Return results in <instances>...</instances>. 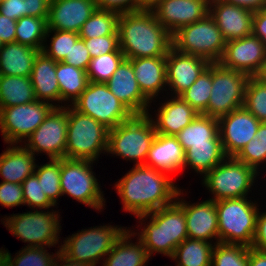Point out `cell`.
<instances>
[{
  "mask_svg": "<svg viewBox=\"0 0 266 266\" xmlns=\"http://www.w3.org/2000/svg\"><path fill=\"white\" fill-rule=\"evenodd\" d=\"M210 0H160L152 7L157 20L173 35L209 14Z\"/></svg>",
  "mask_w": 266,
  "mask_h": 266,
  "instance_id": "20",
  "label": "cell"
},
{
  "mask_svg": "<svg viewBox=\"0 0 266 266\" xmlns=\"http://www.w3.org/2000/svg\"><path fill=\"white\" fill-rule=\"evenodd\" d=\"M209 15L214 19L226 41L252 34L254 11L224 2L209 1Z\"/></svg>",
  "mask_w": 266,
  "mask_h": 266,
  "instance_id": "23",
  "label": "cell"
},
{
  "mask_svg": "<svg viewBox=\"0 0 266 266\" xmlns=\"http://www.w3.org/2000/svg\"><path fill=\"white\" fill-rule=\"evenodd\" d=\"M166 97L161 102L154 117L150 113L157 134L175 136L183 130L199 114L179 96ZM154 118V119H153Z\"/></svg>",
  "mask_w": 266,
  "mask_h": 266,
  "instance_id": "24",
  "label": "cell"
},
{
  "mask_svg": "<svg viewBox=\"0 0 266 266\" xmlns=\"http://www.w3.org/2000/svg\"><path fill=\"white\" fill-rule=\"evenodd\" d=\"M97 8L96 0H51L47 18L48 30L79 33Z\"/></svg>",
  "mask_w": 266,
  "mask_h": 266,
  "instance_id": "21",
  "label": "cell"
},
{
  "mask_svg": "<svg viewBox=\"0 0 266 266\" xmlns=\"http://www.w3.org/2000/svg\"><path fill=\"white\" fill-rule=\"evenodd\" d=\"M67 142L65 158L99 161L108 149L109 130L94 118L67 106Z\"/></svg>",
  "mask_w": 266,
  "mask_h": 266,
  "instance_id": "4",
  "label": "cell"
},
{
  "mask_svg": "<svg viewBox=\"0 0 266 266\" xmlns=\"http://www.w3.org/2000/svg\"><path fill=\"white\" fill-rule=\"evenodd\" d=\"M51 0H1L0 14L13 20L24 16L48 18Z\"/></svg>",
  "mask_w": 266,
  "mask_h": 266,
  "instance_id": "38",
  "label": "cell"
},
{
  "mask_svg": "<svg viewBox=\"0 0 266 266\" xmlns=\"http://www.w3.org/2000/svg\"><path fill=\"white\" fill-rule=\"evenodd\" d=\"M106 85L134 115L149 113L151 102L139 88L130 59L125 58L120 63Z\"/></svg>",
  "mask_w": 266,
  "mask_h": 266,
  "instance_id": "22",
  "label": "cell"
},
{
  "mask_svg": "<svg viewBox=\"0 0 266 266\" xmlns=\"http://www.w3.org/2000/svg\"><path fill=\"white\" fill-rule=\"evenodd\" d=\"M248 198L215 201L218 217L219 242L251 247L256 230L259 205Z\"/></svg>",
  "mask_w": 266,
  "mask_h": 266,
  "instance_id": "6",
  "label": "cell"
},
{
  "mask_svg": "<svg viewBox=\"0 0 266 266\" xmlns=\"http://www.w3.org/2000/svg\"><path fill=\"white\" fill-rule=\"evenodd\" d=\"M219 135L227 157H236L257 133L260 121L244 106L218 118Z\"/></svg>",
  "mask_w": 266,
  "mask_h": 266,
  "instance_id": "16",
  "label": "cell"
},
{
  "mask_svg": "<svg viewBox=\"0 0 266 266\" xmlns=\"http://www.w3.org/2000/svg\"><path fill=\"white\" fill-rule=\"evenodd\" d=\"M183 191L180 189L176 197V202L184 210L188 238L219 243L218 217L215 201L208 198L205 201L190 204V201H185L183 198ZM213 239L216 241L214 242Z\"/></svg>",
  "mask_w": 266,
  "mask_h": 266,
  "instance_id": "17",
  "label": "cell"
},
{
  "mask_svg": "<svg viewBox=\"0 0 266 266\" xmlns=\"http://www.w3.org/2000/svg\"><path fill=\"white\" fill-rule=\"evenodd\" d=\"M266 58L264 43L253 34L241 39L226 41L219 63L228 69L254 76Z\"/></svg>",
  "mask_w": 266,
  "mask_h": 266,
  "instance_id": "18",
  "label": "cell"
},
{
  "mask_svg": "<svg viewBox=\"0 0 266 266\" xmlns=\"http://www.w3.org/2000/svg\"><path fill=\"white\" fill-rule=\"evenodd\" d=\"M254 77L260 82L266 83V58L261 64L258 72L254 75Z\"/></svg>",
  "mask_w": 266,
  "mask_h": 266,
  "instance_id": "58",
  "label": "cell"
},
{
  "mask_svg": "<svg viewBox=\"0 0 266 266\" xmlns=\"http://www.w3.org/2000/svg\"><path fill=\"white\" fill-rule=\"evenodd\" d=\"M62 61L69 65H73L76 68L87 71L91 56L84 40L79 39L74 45H72L69 55H66Z\"/></svg>",
  "mask_w": 266,
  "mask_h": 266,
  "instance_id": "50",
  "label": "cell"
},
{
  "mask_svg": "<svg viewBox=\"0 0 266 266\" xmlns=\"http://www.w3.org/2000/svg\"><path fill=\"white\" fill-rule=\"evenodd\" d=\"M259 175L235 157H226L203 177L202 184L212 194L210 200L213 201L249 197Z\"/></svg>",
  "mask_w": 266,
  "mask_h": 266,
  "instance_id": "9",
  "label": "cell"
},
{
  "mask_svg": "<svg viewBox=\"0 0 266 266\" xmlns=\"http://www.w3.org/2000/svg\"><path fill=\"white\" fill-rule=\"evenodd\" d=\"M136 80L143 95L152 103L167 92L166 57L130 59ZM155 99V100H154Z\"/></svg>",
  "mask_w": 266,
  "mask_h": 266,
  "instance_id": "25",
  "label": "cell"
},
{
  "mask_svg": "<svg viewBox=\"0 0 266 266\" xmlns=\"http://www.w3.org/2000/svg\"><path fill=\"white\" fill-rule=\"evenodd\" d=\"M50 209H32L24 213L4 216V227L17 239L28 243L26 247H55L60 241V212Z\"/></svg>",
  "mask_w": 266,
  "mask_h": 266,
  "instance_id": "8",
  "label": "cell"
},
{
  "mask_svg": "<svg viewBox=\"0 0 266 266\" xmlns=\"http://www.w3.org/2000/svg\"><path fill=\"white\" fill-rule=\"evenodd\" d=\"M184 162L185 151L176 136L157 134L144 165L173 175L184 169Z\"/></svg>",
  "mask_w": 266,
  "mask_h": 266,
  "instance_id": "26",
  "label": "cell"
},
{
  "mask_svg": "<svg viewBox=\"0 0 266 266\" xmlns=\"http://www.w3.org/2000/svg\"><path fill=\"white\" fill-rule=\"evenodd\" d=\"M204 58L185 54L171 47L166 56L167 96H179L187 90L209 66Z\"/></svg>",
  "mask_w": 266,
  "mask_h": 266,
  "instance_id": "19",
  "label": "cell"
},
{
  "mask_svg": "<svg viewBox=\"0 0 266 266\" xmlns=\"http://www.w3.org/2000/svg\"><path fill=\"white\" fill-rule=\"evenodd\" d=\"M47 30V18L21 17L16 22L15 42L42 51Z\"/></svg>",
  "mask_w": 266,
  "mask_h": 266,
  "instance_id": "36",
  "label": "cell"
},
{
  "mask_svg": "<svg viewBox=\"0 0 266 266\" xmlns=\"http://www.w3.org/2000/svg\"><path fill=\"white\" fill-rule=\"evenodd\" d=\"M36 156L22 144H9L0 154V177L4 182L21 184L32 175L36 166Z\"/></svg>",
  "mask_w": 266,
  "mask_h": 266,
  "instance_id": "28",
  "label": "cell"
},
{
  "mask_svg": "<svg viewBox=\"0 0 266 266\" xmlns=\"http://www.w3.org/2000/svg\"><path fill=\"white\" fill-rule=\"evenodd\" d=\"M24 196V205L33 209H49L55 205L49 200L47 195L42 191L41 182L35 173L27 177L22 183Z\"/></svg>",
  "mask_w": 266,
  "mask_h": 266,
  "instance_id": "47",
  "label": "cell"
},
{
  "mask_svg": "<svg viewBox=\"0 0 266 266\" xmlns=\"http://www.w3.org/2000/svg\"><path fill=\"white\" fill-rule=\"evenodd\" d=\"M93 163L90 160L62 158L60 186L62 196H70L80 204L101 212L106 206V199L93 171Z\"/></svg>",
  "mask_w": 266,
  "mask_h": 266,
  "instance_id": "11",
  "label": "cell"
},
{
  "mask_svg": "<svg viewBox=\"0 0 266 266\" xmlns=\"http://www.w3.org/2000/svg\"><path fill=\"white\" fill-rule=\"evenodd\" d=\"M46 247H22L13 257L8 249H2L1 254L9 261L11 266H52L60 249L49 253Z\"/></svg>",
  "mask_w": 266,
  "mask_h": 266,
  "instance_id": "41",
  "label": "cell"
},
{
  "mask_svg": "<svg viewBox=\"0 0 266 266\" xmlns=\"http://www.w3.org/2000/svg\"><path fill=\"white\" fill-rule=\"evenodd\" d=\"M34 173L41 182L42 191L57 206L59 198L62 197L60 186L61 159H49L47 163L42 165L37 163Z\"/></svg>",
  "mask_w": 266,
  "mask_h": 266,
  "instance_id": "40",
  "label": "cell"
},
{
  "mask_svg": "<svg viewBox=\"0 0 266 266\" xmlns=\"http://www.w3.org/2000/svg\"><path fill=\"white\" fill-rule=\"evenodd\" d=\"M169 175L145 165H133L113 186L123 210L136 217L173 204L180 187Z\"/></svg>",
  "mask_w": 266,
  "mask_h": 266,
  "instance_id": "1",
  "label": "cell"
},
{
  "mask_svg": "<svg viewBox=\"0 0 266 266\" xmlns=\"http://www.w3.org/2000/svg\"><path fill=\"white\" fill-rule=\"evenodd\" d=\"M156 135L148 114L134 115L109 130L107 156L112 154L132 161L134 165H144Z\"/></svg>",
  "mask_w": 266,
  "mask_h": 266,
  "instance_id": "5",
  "label": "cell"
},
{
  "mask_svg": "<svg viewBox=\"0 0 266 266\" xmlns=\"http://www.w3.org/2000/svg\"><path fill=\"white\" fill-rule=\"evenodd\" d=\"M36 100L30 77L0 75V109Z\"/></svg>",
  "mask_w": 266,
  "mask_h": 266,
  "instance_id": "34",
  "label": "cell"
},
{
  "mask_svg": "<svg viewBox=\"0 0 266 266\" xmlns=\"http://www.w3.org/2000/svg\"><path fill=\"white\" fill-rule=\"evenodd\" d=\"M56 77L60 87L61 107L71 106L89 83L86 70L76 68L63 61L57 62Z\"/></svg>",
  "mask_w": 266,
  "mask_h": 266,
  "instance_id": "32",
  "label": "cell"
},
{
  "mask_svg": "<svg viewBox=\"0 0 266 266\" xmlns=\"http://www.w3.org/2000/svg\"><path fill=\"white\" fill-rule=\"evenodd\" d=\"M80 39L84 40L91 58L107 53L117 52L120 49L119 35H105L102 37Z\"/></svg>",
  "mask_w": 266,
  "mask_h": 266,
  "instance_id": "48",
  "label": "cell"
},
{
  "mask_svg": "<svg viewBox=\"0 0 266 266\" xmlns=\"http://www.w3.org/2000/svg\"><path fill=\"white\" fill-rule=\"evenodd\" d=\"M55 107L36 100L28 104L0 109V132L4 142L22 144L44 121Z\"/></svg>",
  "mask_w": 266,
  "mask_h": 266,
  "instance_id": "14",
  "label": "cell"
},
{
  "mask_svg": "<svg viewBox=\"0 0 266 266\" xmlns=\"http://www.w3.org/2000/svg\"><path fill=\"white\" fill-rule=\"evenodd\" d=\"M4 43L0 40V50L3 47Z\"/></svg>",
  "mask_w": 266,
  "mask_h": 266,
  "instance_id": "61",
  "label": "cell"
},
{
  "mask_svg": "<svg viewBox=\"0 0 266 266\" xmlns=\"http://www.w3.org/2000/svg\"><path fill=\"white\" fill-rule=\"evenodd\" d=\"M16 20L0 14V40L5 43L15 42Z\"/></svg>",
  "mask_w": 266,
  "mask_h": 266,
  "instance_id": "54",
  "label": "cell"
},
{
  "mask_svg": "<svg viewBox=\"0 0 266 266\" xmlns=\"http://www.w3.org/2000/svg\"><path fill=\"white\" fill-rule=\"evenodd\" d=\"M52 266H90L82 262L71 261L65 257L61 252L57 255Z\"/></svg>",
  "mask_w": 266,
  "mask_h": 266,
  "instance_id": "57",
  "label": "cell"
},
{
  "mask_svg": "<svg viewBox=\"0 0 266 266\" xmlns=\"http://www.w3.org/2000/svg\"><path fill=\"white\" fill-rule=\"evenodd\" d=\"M225 45L226 40L209 14L172 35V47L177 51L204 58L210 63L221 60Z\"/></svg>",
  "mask_w": 266,
  "mask_h": 266,
  "instance_id": "10",
  "label": "cell"
},
{
  "mask_svg": "<svg viewBox=\"0 0 266 266\" xmlns=\"http://www.w3.org/2000/svg\"><path fill=\"white\" fill-rule=\"evenodd\" d=\"M119 13L97 8L90 18L83 24L80 38H94L105 35H118Z\"/></svg>",
  "mask_w": 266,
  "mask_h": 266,
  "instance_id": "37",
  "label": "cell"
},
{
  "mask_svg": "<svg viewBox=\"0 0 266 266\" xmlns=\"http://www.w3.org/2000/svg\"><path fill=\"white\" fill-rule=\"evenodd\" d=\"M99 9H106L119 14L138 11V0H96Z\"/></svg>",
  "mask_w": 266,
  "mask_h": 266,
  "instance_id": "51",
  "label": "cell"
},
{
  "mask_svg": "<svg viewBox=\"0 0 266 266\" xmlns=\"http://www.w3.org/2000/svg\"><path fill=\"white\" fill-rule=\"evenodd\" d=\"M67 132V106L55 107L22 145L34 156L44 153L48 159H62L65 158Z\"/></svg>",
  "mask_w": 266,
  "mask_h": 266,
  "instance_id": "15",
  "label": "cell"
},
{
  "mask_svg": "<svg viewBox=\"0 0 266 266\" xmlns=\"http://www.w3.org/2000/svg\"><path fill=\"white\" fill-rule=\"evenodd\" d=\"M216 243L187 238L174 250L171 260L176 266H211Z\"/></svg>",
  "mask_w": 266,
  "mask_h": 266,
  "instance_id": "35",
  "label": "cell"
},
{
  "mask_svg": "<svg viewBox=\"0 0 266 266\" xmlns=\"http://www.w3.org/2000/svg\"><path fill=\"white\" fill-rule=\"evenodd\" d=\"M136 218L141 223L137 229L141 225L143 228L140 227L139 232L133 231V238L138 235L150 257L158 253L170 258L176 247L188 238L184 210L176 201Z\"/></svg>",
  "mask_w": 266,
  "mask_h": 266,
  "instance_id": "3",
  "label": "cell"
},
{
  "mask_svg": "<svg viewBox=\"0 0 266 266\" xmlns=\"http://www.w3.org/2000/svg\"><path fill=\"white\" fill-rule=\"evenodd\" d=\"M251 248L266 252V212H258Z\"/></svg>",
  "mask_w": 266,
  "mask_h": 266,
  "instance_id": "52",
  "label": "cell"
},
{
  "mask_svg": "<svg viewBox=\"0 0 266 266\" xmlns=\"http://www.w3.org/2000/svg\"><path fill=\"white\" fill-rule=\"evenodd\" d=\"M252 34L257 36L266 48V8L254 11Z\"/></svg>",
  "mask_w": 266,
  "mask_h": 266,
  "instance_id": "53",
  "label": "cell"
},
{
  "mask_svg": "<svg viewBox=\"0 0 266 266\" xmlns=\"http://www.w3.org/2000/svg\"><path fill=\"white\" fill-rule=\"evenodd\" d=\"M243 106L260 122H266V83L250 76Z\"/></svg>",
  "mask_w": 266,
  "mask_h": 266,
  "instance_id": "46",
  "label": "cell"
},
{
  "mask_svg": "<svg viewBox=\"0 0 266 266\" xmlns=\"http://www.w3.org/2000/svg\"><path fill=\"white\" fill-rule=\"evenodd\" d=\"M50 36L51 38H49ZM47 39H50V41ZM79 39V33L47 30L42 52L56 62H60L66 57V55H69L72 45H74ZM47 41L50 42L48 44L49 46L47 45Z\"/></svg>",
  "mask_w": 266,
  "mask_h": 266,
  "instance_id": "44",
  "label": "cell"
},
{
  "mask_svg": "<svg viewBox=\"0 0 266 266\" xmlns=\"http://www.w3.org/2000/svg\"><path fill=\"white\" fill-rule=\"evenodd\" d=\"M160 0H138V10L152 9Z\"/></svg>",
  "mask_w": 266,
  "mask_h": 266,
  "instance_id": "59",
  "label": "cell"
},
{
  "mask_svg": "<svg viewBox=\"0 0 266 266\" xmlns=\"http://www.w3.org/2000/svg\"><path fill=\"white\" fill-rule=\"evenodd\" d=\"M124 59L125 55L121 49L117 52L91 58L89 67L86 71L88 80L94 83L106 84Z\"/></svg>",
  "mask_w": 266,
  "mask_h": 266,
  "instance_id": "43",
  "label": "cell"
},
{
  "mask_svg": "<svg viewBox=\"0 0 266 266\" xmlns=\"http://www.w3.org/2000/svg\"><path fill=\"white\" fill-rule=\"evenodd\" d=\"M127 229L110 224L93 226L66 237L57 248L71 261L96 266L104 260Z\"/></svg>",
  "mask_w": 266,
  "mask_h": 266,
  "instance_id": "7",
  "label": "cell"
},
{
  "mask_svg": "<svg viewBox=\"0 0 266 266\" xmlns=\"http://www.w3.org/2000/svg\"><path fill=\"white\" fill-rule=\"evenodd\" d=\"M39 52L18 42L5 43L0 50V75L30 77Z\"/></svg>",
  "mask_w": 266,
  "mask_h": 266,
  "instance_id": "30",
  "label": "cell"
},
{
  "mask_svg": "<svg viewBox=\"0 0 266 266\" xmlns=\"http://www.w3.org/2000/svg\"><path fill=\"white\" fill-rule=\"evenodd\" d=\"M186 152L191 145L221 141L218 118L199 113L193 121L175 135Z\"/></svg>",
  "mask_w": 266,
  "mask_h": 266,
  "instance_id": "31",
  "label": "cell"
},
{
  "mask_svg": "<svg viewBox=\"0 0 266 266\" xmlns=\"http://www.w3.org/2000/svg\"><path fill=\"white\" fill-rule=\"evenodd\" d=\"M238 161L254 168L258 173L266 165V122H261L255 137L235 157ZM261 168V169H260Z\"/></svg>",
  "mask_w": 266,
  "mask_h": 266,
  "instance_id": "42",
  "label": "cell"
},
{
  "mask_svg": "<svg viewBox=\"0 0 266 266\" xmlns=\"http://www.w3.org/2000/svg\"><path fill=\"white\" fill-rule=\"evenodd\" d=\"M224 2L235 4L252 11L266 8V0H222Z\"/></svg>",
  "mask_w": 266,
  "mask_h": 266,
  "instance_id": "55",
  "label": "cell"
},
{
  "mask_svg": "<svg viewBox=\"0 0 266 266\" xmlns=\"http://www.w3.org/2000/svg\"><path fill=\"white\" fill-rule=\"evenodd\" d=\"M3 247L0 248V266H11L9 261L1 254Z\"/></svg>",
  "mask_w": 266,
  "mask_h": 266,
  "instance_id": "60",
  "label": "cell"
},
{
  "mask_svg": "<svg viewBox=\"0 0 266 266\" xmlns=\"http://www.w3.org/2000/svg\"><path fill=\"white\" fill-rule=\"evenodd\" d=\"M117 31L126 59L166 57L172 47V35L151 9L120 14Z\"/></svg>",
  "mask_w": 266,
  "mask_h": 266,
  "instance_id": "2",
  "label": "cell"
},
{
  "mask_svg": "<svg viewBox=\"0 0 266 266\" xmlns=\"http://www.w3.org/2000/svg\"><path fill=\"white\" fill-rule=\"evenodd\" d=\"M227 156L221 141H209V144L191 145L185 152L184 169H193L204 177L210 170L220 164Z\"/></svg>",
  "mask_w": 266,
  "mask_h": 266,
  "instance_id": "33",
  "label": "cell"
},
{
  "mask_svg": "<svg viewBox=\"0 0 266 266\" xmlns=\"http://www.w3.org/2000/svg\"><path fill=\"white\" fill-rule=\"evenodd\" d=\"M71 106L79 113L94 118L108 129H113L134 116L104 83L89 81L86 89Z\"/></svg>",
  "mask_w": 266,
  "mask_h": 266,
  "instance_id": "13",
  "label": "cell"
},
{
  "mask_svg": "<svg viewBox=\"0 0 266 266\" xmlns=\"http://www.w3.org/2000/svg\"><path fill=\"white\" fill-rule=\"evenodd\" d=\"M0 204L3 207L12 208L24 206L22 185L12 182L0 183Z\"/></svg>",
  "mask_w": 266,
  "mask_h": 266,
  "instance_id": "49",
  "label": "cell"
},
{
  "mask_svg": "<svg viewBox=\"0 0 266 266\" xmlns=\"http://www.w3.org/2000/svg\"><path fill=\"white\" fill-rule=\"evenodd\" d=\"M249 247L241 244L216 243L211 266H248Z\"/></svg>",
  "mask_w": 266,
  "mask_h": 266,
  "instance_id": "45",
  "label": "cell"
},
{
  "mask_svg": "<svg viewBox=\"0 0 266 266\" xmlns=\"http://www.w3.org/2000/svg\"><path fill=\"white\" fill-rule=\"evenodd\" d=\"M250 76L212 63V89L207 110L203 113L220 118L243 107L245 90Z\"/></svg>",
  "mask_w": 266,
  "mask_h": 266,
  "instance_id": "12",
  "label": "cell"
},
{
  "mask_svg": "<svg viewBox=\"0 0 266 266\" xmlns=\"http://www.w3.org/2000/svg\"><path fill=\"white\" fill-rule=\"evenodd\" d=\"M212 89V63L199 75L197 80L179 97L187 102L198 113L203 114L207 110Z\"/></svg>",
  "mask_w": 266,
  "mask_h": 266,
  "instance_id": "39",
  "label": "cell"
},
{
  "mask_svg": "<svg viewBox=\"0 0 266 266\" xmlns=\"http://www.w3.org/2000/svg\"><path fill=\"white\" fill-rule=\"evenodd\" d=\"M133 236V230L128 227L106 255L101 266H147L152 258L138 237L135 243L131 240Z\"/></svg>",
  "mask_w": 266,
  "mask_h": 266,
  "instance_id": "29",
  "label": "cell"
},
{
  "mask_svg": "<svg viewBox=\"0 0 266 266\" xmlns=\"http://www.w3.org/2000/svg\"><path fill=\"white\" fill-rule=\"evenodd\" d=\"M56 66L57 62L54 59L40 51L34 60L30 80L37 100L50 103L54 107H61V94L56 77Z\"/></svg>",
  "mask_w": 266,
  "mask_h": 266,
  "instance_id": "27",
  "label": "cell"
},
{
  "mask_svg": "<svg viewBox=\"0 0 266 266\" xmlns=\"http://www.w3.org/2000/svg\"><path fill=\"white\" fill-rule=\"evenodd\" d=\"M248 266H266V252L249 248Z\"/></svg>",
  "mask_w": 266,
  "mask_h": 266,
  "instance_id": "56",
  "label": "cell"
}]
</instances>
